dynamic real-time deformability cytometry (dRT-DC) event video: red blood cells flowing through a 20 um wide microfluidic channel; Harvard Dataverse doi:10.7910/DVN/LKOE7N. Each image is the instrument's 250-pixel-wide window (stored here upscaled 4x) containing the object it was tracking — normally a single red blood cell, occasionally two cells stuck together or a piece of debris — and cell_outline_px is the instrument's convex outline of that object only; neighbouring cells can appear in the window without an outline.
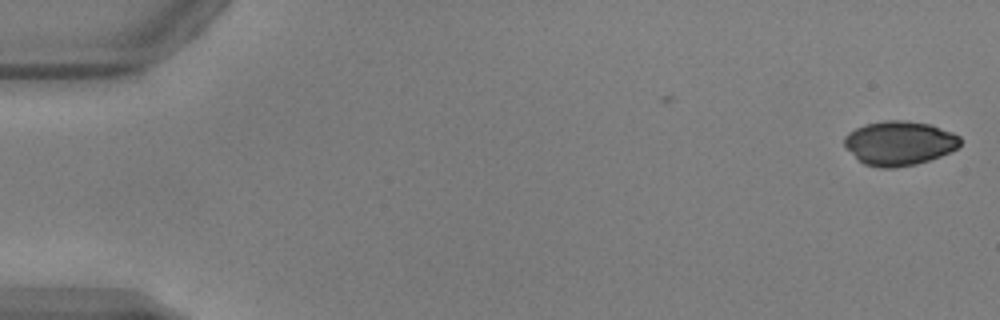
{"species": "common noctule bat (a hibernating species)", "species_latin": "Nyctalus noctula", "temperature_condition": "warm", "stored_images_in_passage": 8, "camera_frame_rate_fps": 3000, "um_per_image_px": 0.085, "animal": {"sex": "male", "body_mass_g": 17.9, "forearm_length_mm": 54.2}, "frame": {"image": 1, "passage_image": 1, "time_ms": 0.0, "image_size_px": [1000, 320], "cell_outline_px": [[960, 144], [956, 148], [940, 156], [916, 164], [892, 168], [880, 168], [864, 164], [844, 144], [844, 136], [848, 132], [864, 124], [884, 120], [908, 120], [932, 124], [952, 132], [960, 136]], "centroid_in_image_um": [76.45, 12.14], "position_along_channel_um": 8.6, "area_um2": 29.82}}